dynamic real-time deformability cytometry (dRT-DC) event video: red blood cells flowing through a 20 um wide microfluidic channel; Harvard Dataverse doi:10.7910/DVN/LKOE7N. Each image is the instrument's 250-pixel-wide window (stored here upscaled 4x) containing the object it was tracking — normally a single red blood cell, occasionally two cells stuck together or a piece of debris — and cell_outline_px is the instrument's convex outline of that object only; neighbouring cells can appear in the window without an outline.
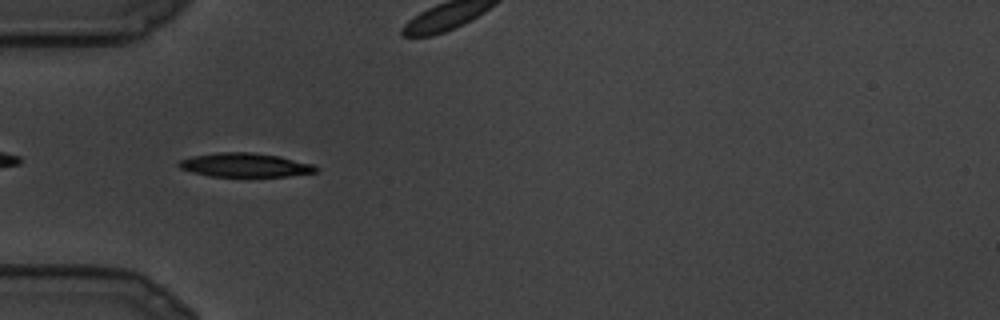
{"species": "common noctule bat (a hibernating species)", "species_latin": "Nyctalus noctula", "temperature_condition": "cold", "stored_images_in_passage": 5, "camera_frame_rate_fps": 3000, "um_per_image_px": 0.085, "animal": {"sex": "male", "body_mass_g": 19.5, "forearm_length_mm": 54.6}, "frame": {"image": 1, "passage_image": 1, "time_ms": 0.0, "image_size_px": [1000, 320], "cell_outline_px": [[320, 168], [316, 172], [288, 176], [208, 176], [192, 172], [180, 168], [176, 164], [180, 160], [192, 156], [220, 152], [252, 152], [280, 156], [312, 164]], "centroid_in_image_um": [20.82, 14.02], "position_along_channel_um": 64.2, "area_um2": 19.07}}
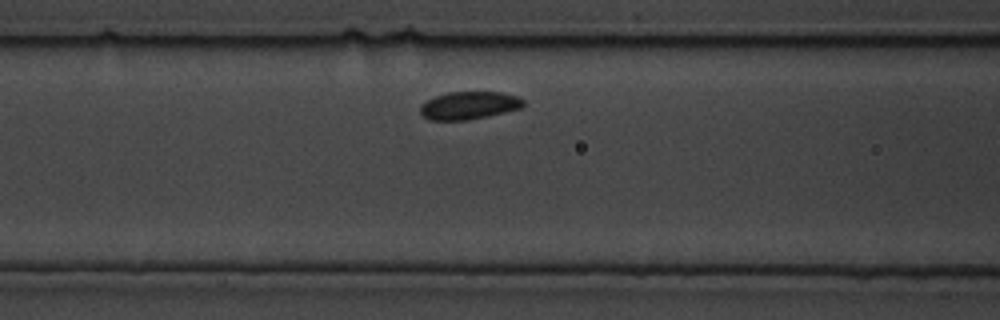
{"frame": {"image": 2, "passage_image": 5, "time_ms": 1.333, "image_size_px": [1000, 320], "cell_outline_px": [[524, 104], [520, 108], [488, 116], [468, 120], [428, 120], [420, 116], [420, 104], [436, 96], [448, 92], [500, 92], [516, 96], [524, 100]], "centroid_in_image_um": [39.82, 8.97], "position_along_channel_um": 126.8, "area_um2": 16.7}}